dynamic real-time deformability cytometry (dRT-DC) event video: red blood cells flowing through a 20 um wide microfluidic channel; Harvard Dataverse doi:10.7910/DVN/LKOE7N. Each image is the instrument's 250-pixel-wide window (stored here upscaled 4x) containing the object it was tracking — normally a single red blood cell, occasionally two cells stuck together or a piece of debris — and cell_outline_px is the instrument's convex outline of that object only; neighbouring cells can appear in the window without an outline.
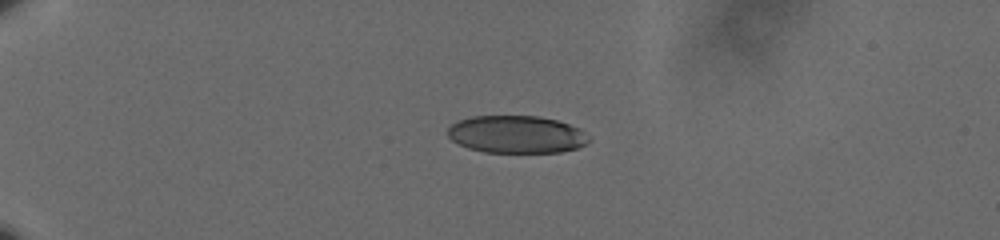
{"species": "human", "species_latin": "Homo sapiens", "temperature_condition": "cold", "stored_images_in_passage": 45, "camera_frame_rate_fps": 3000, "um_per_image_px": 0.085, "donor": {"sex": "male"}, "frame": {"image": 1, "passage_image": 1, "time_ms": 0.0, "image_size_px": [1000, 240], "cell_outline_px": [[592, 136], [588, 144], [576, 148], [560, 152], [484, 152], [468, 148], [452, 140], [448, 136], [448, 128], [456, 120], [472, 116], [540, 116], [556, 120], [580, 128]], "centroid_in_image_um": [43.94, 11.42], "position_along_channel_um": 41.1, "area_um2": 31.1}}
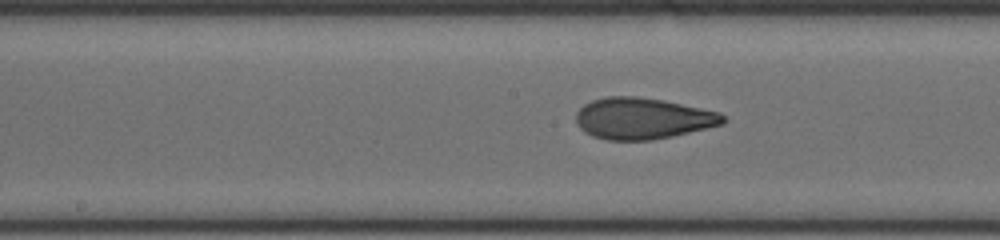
{"frame": {"image": 2, "passage_image": 19, "time_ms": 6.0, "image_size_px": [1000, 240], "cell_outline_px": [[728, 120], [724, 124], [672, 136], [652, 140], [608, 140], [592, 136], [584, 132], [576, 124], [576, 112], [584, 104], [592, 100], [608, 96], [636, 96], [664, 100], [720, 112]], "centroid_in_image_um": [54.62, 10.06], "position_along_channel_um": 193.6, "area_um2": 35.6}}
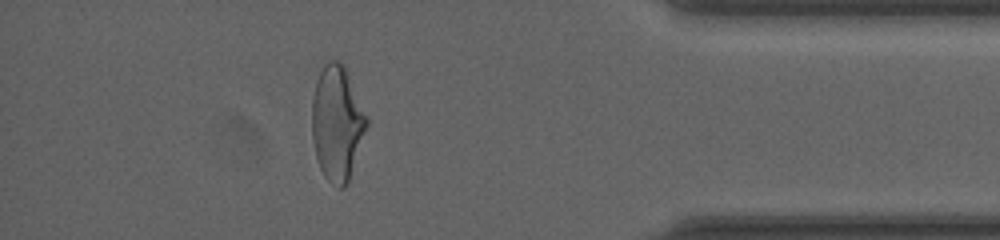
{"frame": {"image": 3, "passage_image": 39, "time_ms": 12.667, "image_size_px": [1000, 240], "cell_outline_px": [[368, 124], [348, 180], [344, 188], [340, 188], [332, 184], [324, 176], [320, 168], [316, 156], [312, 136], [312, 100], [316, 80], [324, 64], [328, 60], [336, 60], [344, 64], [368, 120]], "centroid_in_image_um": [28.63, 10.44], "position_along_channel_um": 406.6, "area_um2": 36.18}, "authors_computed_cell_mechanics": {"area_um2": 35.0846, "velocity_mm_per_s": 3.5918, "shape_relaxation_time_tau1_ms": 7.1349, "shape_relaxation_time_tau2_ms": 1.3455, "deformation_change_tau1": 0.1925, "deformation_change_tau2": 0.0857}}